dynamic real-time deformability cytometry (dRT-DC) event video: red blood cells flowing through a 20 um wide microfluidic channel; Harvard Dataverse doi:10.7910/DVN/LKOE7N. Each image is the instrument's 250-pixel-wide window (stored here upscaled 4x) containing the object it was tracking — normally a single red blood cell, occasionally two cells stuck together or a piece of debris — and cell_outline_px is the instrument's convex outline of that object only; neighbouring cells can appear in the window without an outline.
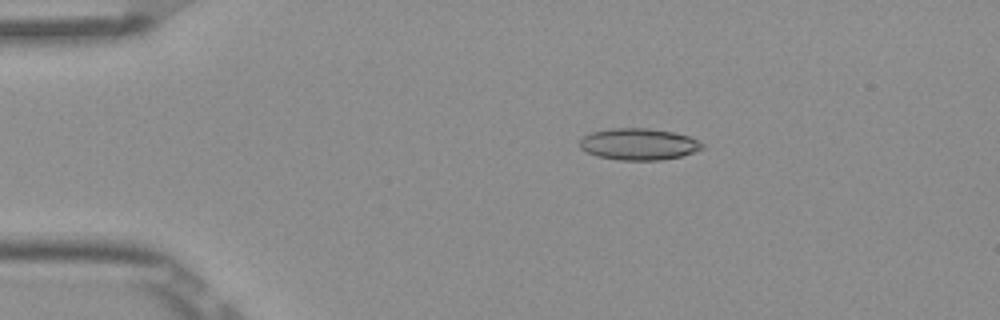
{"species": "Egyptian fruit bat (a non-hibernating species)", "species_latin": "Rousettus aegyptiacus", "temperature_condition": "room temperature", "stored_images_in_passage": 51, "camera_frame_rate_fps": 3000, "um_per_image_px": 0.085, "frame": {"image": 1, "passage_image": 9, "time_ms": 2.667, "image_size_px": [1000, 320], "cell_outline_px": [[704, 148], [680, 156], [660, 160], [620, 160], [596, 156], [580, 148], [580, 136], [592, 132], [612, 128], [648, 128], [672, 132], [688, 136], [704, 144]], "centroid_in_image_um": [54.25, 12.25], "position_along_channel_um": 30.8, "area_um2": 22.48}}
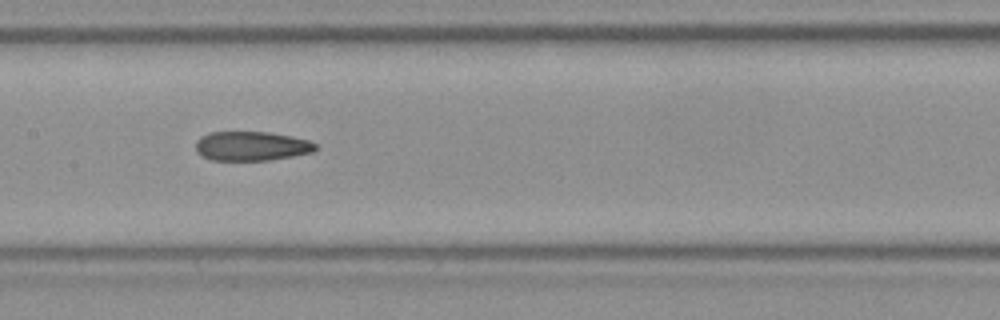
{"frame": {"image": 2, "passage_image": 25, "time_ms": 8.0, "image_size_px": [1000, 320], "cell_outline_px": [[316, 148], [312, 152], [292, 156], [268, 160], [212, 160], [200, 156], [196, 152], [196, 140], [200, 136], [208, 132], [268, 132], [292, 136], [308, 140], [316, 144]], "centroid_in_image_um": [21.32, 12.41], "position_along_channel_um": 186.1, "area_um2": 20.52}}
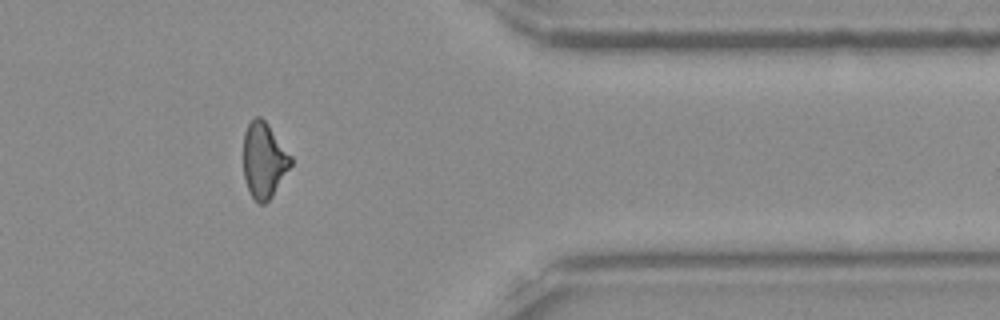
{"frame": {"image": 3, "passage_image": 42, "time_ms": 13.667, "image_size_px": [1000, 320], "cell_outline_px": [[292, 164], [272, 196], [264, 204], [256, 204], [248, 188], [244, 176], [244, 132], [248, 124], [256, 116], [260, 116], [268, 124], [292, 156]], "centroid_in_image_um": [22.44, 13.62], "position_along_channel_um": 389.0, "area_um2": 20.75}, "authors_computed_cell_mechanics": {"area_um2": 21.4438, "velocity_mm_per_s": 3.9011, "shape_relaxation_time_tau1_ms": null, "shape_relaxation_time_tau2_ms": 3.9563, "deformation_change_tau1": null, "deformation_change_tau2": 0.134}}